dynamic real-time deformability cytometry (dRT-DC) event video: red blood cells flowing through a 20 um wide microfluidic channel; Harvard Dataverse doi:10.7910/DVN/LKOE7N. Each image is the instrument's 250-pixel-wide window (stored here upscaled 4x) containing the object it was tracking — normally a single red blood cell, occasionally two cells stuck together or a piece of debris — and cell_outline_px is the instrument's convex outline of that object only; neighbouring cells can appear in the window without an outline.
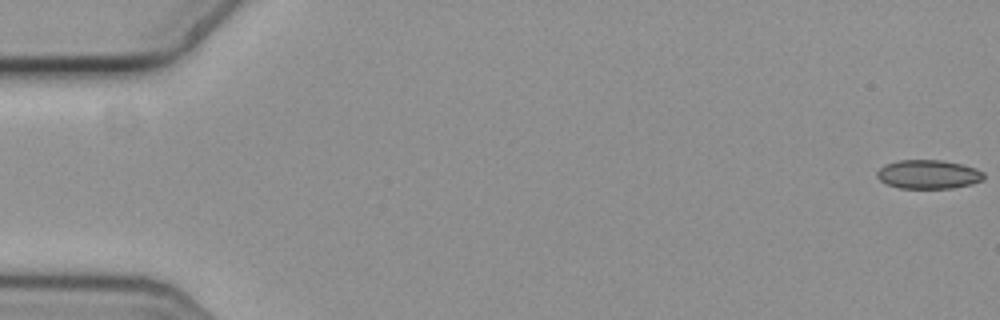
{"species": "common noctule bat (a hibernating species)", "species_latin": "Nyctalus noctula", "temperature_condition": "cold", "stored_images_in_passage": 55, "camera_frame_rate_fps": 3000, "um_per_image_px": 0.085, "animal": {"sex": "female", "body_mass_g": 19.3, "forearm_length_mm": 54.1}, "frame": {"image": 1, "passage_image": 1, "time_ms": 0.0, "image_size_px": [1000, 320], "cell_outline_px": [[984, 176], [980, 180], [972, 184], [952, 188], [900, 188], [888, 184], [880, 180], [876, 176], [876, 172], [884, 164], [900, 160], [940, 160], [964, 164], [976, 168], [984, 172]], "centroid_in_image_um": [78.91, 14.81], "position_along_channel_um": 6.1, "area_um2": 17.98}}
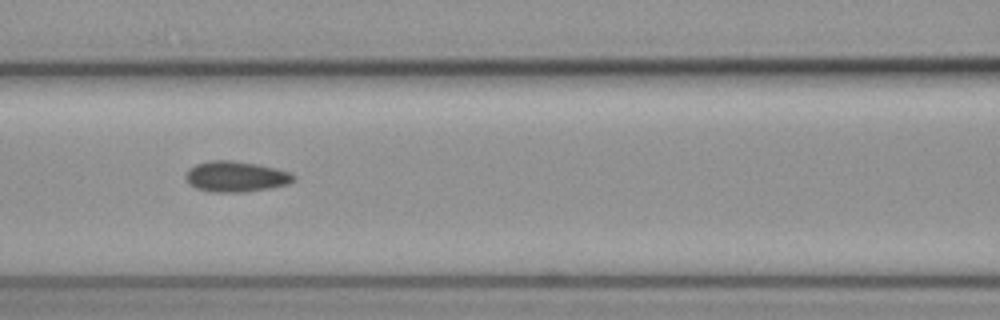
{"frame": {"image": 2, "passage_image": 26, "time_ms": 8.333, "image_size_px": [1000, 320], "cell_outline_px": [[296, 180], [288, 184], [268, 188], [244, 192], [212, 192], [196, 188], [188, 184], [184, 176], [188, 168], [196, 164], [208, 160], [232, 160], [256, 164], [276, 168], [292, 172], [296, 176]], "centroid_in_image_um": [20.04, 15.0], "position_along_channel_um": 146.6, "area_um2": 19.54}}
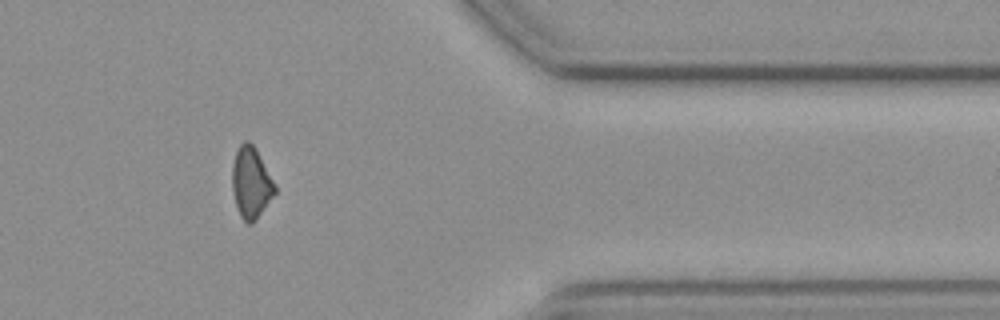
{"frame": {"image": 3, "passage_image": 48, "time_ms": 15.667, "image_size_px": [1000, 320], "cell_outline_px": [[276, 192], [256, 220], [252, 224], [248, 224], [240, 216], [236, 204], [232, 188], [232, 164], [236, 152], [240, 144], [244, 140], [248, 140], [256, 148], [276, 188]], "centroid_in_image_um": [21.32, 15.53], "position_along_channel_um": 390.1, "area_um2": 17.51}, "authors_computed_cell_mechanics": {"area_um2": 18.207, "velocity_mm_per_s": 3.6282, "shape_relaxation_time_tau1_ms": 9.0519, "shape_relaxation_time_tau2_ms": null, "deformation_change_tau1": 0.0848, "deformation_change_tau2": null}}